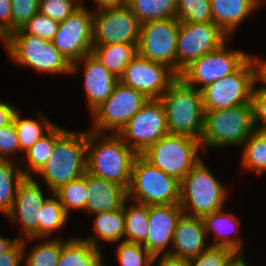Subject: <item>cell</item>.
<instances>
[{
  "instance_id": "cell-1",
  "label": "cell",
  "mask_w": 266,
  "mask_h": 266,
  "mask_svg": "<svg viewBox=\"0 0 266 266\" xmlns=\"http://www.w3.org/2000/svg\"><path fill=\"white\" fill-rule=\"evenodd\" d=\"M87 131V172L129 189L138 155L115 133Z\"/></svg>"
},
{
  "instance_id": "cell-2",
  "label": "cell",
  "mask_w": 266,
  "mask_h": 266,
  "mask_svg": "<svg viewBox=\"0 0 266 266\" xmlns=\"http://www.w3.org/2000/svg\"><path fill=\"white\" fill-rule=\"evenodd\" d=\"M159 99L165 108L169 134L201 140L205 120L201 90L178 77Z\"/></svg>"
},
{
  "instance_id": "cell-3",
  "label": "cell",
  "mask_w": 266,
  "mask_h": 266,
  "mask_svg": "<svg viewBox=\"0 0 266 266\" xmlns=\"http://www.w3.org/2000/svg\"><path fill=\"white\" fill-rule=\"evenodd\" d=\"M87 171V132L66 130L55 142L52 155L37 172L52 194Z\"/></svg>"
},
{
  "instance_id": "cell-4",
  "label": "cell",
  "mask_w": 266,
  "mask_h": 266,
  "mask_svg": "<svg viewBox=\"0 0 266 266\" xmlns=\"http://www.w3.org/2000/svg\"><path fill=\"white\" fill-rule=\"evenodd\" d=\"M256 131L252 101L227 109L205 111L201 147H242Z\"/></svg>"
},
{
  "instance_id": "cell-5",
  "label": "cell",
  "mask_w": 266,
  "mask_h": 266,
  "mask_svg": "<svg viewBox=\"0 0 266 266\" xmlns=\"http://www.w3.org/2000/svg\"><path fill=\"white\" fill-rule=\"evenodd\" d=\"M225 185L210 172L203 159L180 181V201L183 214L204 217L224 209L228 197Z\"/></svg>"
},
{
  "instance_id": "cell-6",
  "label": "cell",
  "mask_w": 266,
  "mask_h": 266,
  "mask_svg": "<svg viewBox=\"0 0 266 266\" xmlns=\"http://www.w3.org/2000/svg\"><path fill=\"white\" fill-rule=\"evenodd\" d=\"M128 200L146 205L179 204L180 181L138 154L132 166Z\"/></svg>"
},
{
  "instance_id": "cell-7",
  "label": "cell",
  "mask_w": 266,
  "mask_h": 266,
  "mask_svg": "<svg viewBox=\"0 0 266 266\" xmlns=\"http://www.w3.org/2000/svg\"><path fill=\"white\" fill-rule=\"evenodd\" d=\"M9 58L21 67L38 72L71 74L72 64L55 48L52 41L29 34H10L3 41Z\"/></svg>"
},
{
  "instance_id": "cell-8",
  "label": "cell",
  "mask_w": 266,
  "mask_h": 266,
  "mask_svg": "<svg viewBox=\"0 0 266 266\" xmlns=\"http://www.w3.org/2000/svg\"><path fill=\"white\" fill-rule=\"evenodd\" d=\"M201 142L183 135L168 134L141 155L151 164L181 181L202 159Z\"/></svg>"
},
{
  "instance_id": "cell-9",
  "label": "cell",
  "mask_w": 266,
  "mask_h": 266,
  "mask_svg": "<svg viewBox=\"0 0 266 266\" xmlns=\"http://www.w3.org/2000/svg\"><path fill=\"white\" fill-rule=\"evenodd\" d=\"M254 85L255 69L249 57L235 72L201 89L204 111L251 102Z\"/></svg>"
},
{
  "instance_id": "cell-10",
  "label": "cell",
  "mask_w": 266,
  "mask_h": 266,
  "mask_svg": "<svg viewBox=\"0 0 266 266\" xmlns=\"http://www.w3.org/2000/svg\"><path fill=\"white\" fill-rule=\"evenodd\" d=\"M149 100L143 93L119 81L111 96L91 113L94 126L91 131L118 134Z\"/></svg>"
},
{
  "instance_id": "cell-11",
  "label": "cell",
  "mask_w": 266,
  "mask_h": 266,
  "mask_svg": "<svg viewBox=\"0 0 266 266\" xmlns=\"http://www.w3.org/2000/svg\"><path fill=\"white\" fill-rule=\"evenodd\" d=\"M230 37L214 22H180L176 49V74L193 61L220 48Z\"/></svg>"
},
{
  "instance_id": "cell-12",
  "label": "cell",
  "mask_w": 266,
  "mask_h": 266,
  "mask_svg": "<svg viewBox=\"0 0 266 266\" xmlns=\"http://www.w3.org/2000/svg\"><path fill=\"white\" fill-rule=\"evenodd\" d=\"M249 57L250 54L244 51L228 50L224 43L217 50L193 61L180 73L179 77L187 85L201 90L208 84L235 72Z\"/></svg>"
},
{
  "instance_id": "cell-13",
  "label": "cell",
  "mask_w": 266,
  "mask_h": 266,
  "mask_svg": "<svg viewBox=\"0 0 266 266\" xmlns=\"http://www.w3.org/2000/svg\"><path fill=\"white\" fill-rule=\"evenodd\" d=\"M168 134L166 112L160 99H150L118 133L137 154Z\"/></svg>"
},
{
  "instance_id": "cell-14",
  "label": "cell",
  "mask_w": 266,
  "mask_h": 266,
  "mask_svg": "<svg viewBox=\"0 0 266 266\" xmlns=\"http://www.w3.org/2000/svg\"><path fill=\"white\" fill-rule=\"evenodd\" d=\"M180 21L177 18L149 21L141 25L137 54L162 63L176 73V49Z\"/></svg>"
},
{
  "instance_id": "cell-15",
  "label": "cell",
  "mask_w": 266,
  "mask_h": 266,
  "mask_svg": "<svg viewBox=\"0 0 266 266\" xmlns=\"http://www.w3.org/2000/svg\"><path fill=\"white\" fill-rule=\"evenodd\" d=\"M93 13L81 5L59 24L52 43L72 64L93 50Z\"/></svg>"
},
{
  "instance_id": "cell-16",
  "label": "cell",
  "mask_w": 266,
  "mask_h": 266,
  "mask_svg": "<svg viewBox=\"0 0 266 266\" xmlns=\"http://www.w3.org/2000/svg\"><path fill=\"white\" fill-rule=\"evenodd\" d=\"M141 24L127 5L94 10L93 45L138 44Z\"/></svg>"
},
{
  "instance_id": "cell-17",
  "label": "cell",
  "mask_w": 266,
  "mask_h": 266,
  "mask_svg": "<svg viewBox=\"0 0 266 266\" xmlns=\"http://www.w3.org/2000/svg\"><path fill=\"white\" fill-rule=\"evenodd\" d=\"M179 76L168 66L136 55L119 81L149 99H159Z\"/></svg>"
},
{
  "instance_id": "cell-18",
  "label": "cell",
  "mask_w": 266,
  "mask_h": 266,
  "mask_svg": "<svg viewBox=\"0 0 266 266\" xmlns=\"http://www.w3.org/2000/svg\"><path fill=\"white\" fill-rule=\"evenodd\" d=\"M39 185L33 177H24L18 185L12 208L6 215L14 224H22L26 235L24 238L29 242L38 239V223L47 199Z\"/></svg>"
},
{
  "instance_id": "cell-19",
  "label": "cell",
  "mask_w": 266,
  "mask_h": 266,
  "mask_svg": "<svg viewBox=\"0 0 266 266\" xmlns=\"http://www.w3.org/2000/svg\"><path fill=\"white\" fill-rule=\"evenodd\" d=\"M182 214L179 204L149 205V233L142 245L153 256L170 254L176 223Z\"/></svg>"
},
{
  "instance_id": "cell-20",
  "label": "cell",
  "mask_w": 266,
  "mask_h": 266,
  "mask_svg": "<svg viewBox=\"0 0 266 266\" xmlns=\"http://www.w3.org/2000/svg\"><path fill=\"white\" fill-rule=\"evenodd\" d=\"M81 64H83L84 70V90L87 105L90 113H92L111 96L119 78L107 70L93 53L72 63L71 74L75 75Z\"/></svg>"
},
{
  "instance_id": "cell-21",
  "label": "cell",
  "mask_w": 266,
  "mask_h": 266,
  "mask_svg": "<svg viewBox=\"0 0 266 266\" xmlns=\"http://www.w3.org/2000/svg\"><path fill=\"white\" fill-rule=\"evenodd\" d=\"M206 230L202 217L182 214L178 219L170 254L183 259H192L209 248L205 244Z\"/></svg>"
},
{
  "instance_id": "cell-22",
  "label": "cell",
  "mask_w": 266,
  "mask_h": 266,
  "mask_svg": "<svg viewBox=\"0 0 266 266\" xmlns=\"http://www.w3.org/2000/svg\"><path fill=\"white\" fill-rule=\"evenodd\" d=\"M86 184L89 191L86 212L96 214L120 209L128 199V190L124 186L87 171Z\"/></svg>"
},
{
  "instance_id": "cell-23",
  "label": "cell",
  "mask_w": 266,
  "mask_h": 266,
  "mask_svg": "<svg viewBox=\"0 0 266 266\" xmlns=\"http://www.w3.org/2000/svg\"><path fill=\"white\" fill-rule=\"evenodd\" d=\"M261 4L260 0H210L212 22L231 36Z\"/></svg>"
},
{
  "instance_id": "cell-24",
  "label": "cell",
  "mask_w": 266,
  "mask_h": 266,
  "mask_svg": "<svg viewBox=\"0 0 266 266\" xmlns=\"http://www.w3.org/2000/svg\"><path fill=\"white\" fill-rule=\"evenodd\" d=\"M203 221L207 236L211 232L215 235L216 240L210 243L211 246L227 247L242 256L240 250L244 244L243 240L237 236L230 237L232 232L239 234L237 226L240 225V220L236 215L221 209L204 216Z\"/></svg>"
},
{
  "instance_id": "cell-25",
  "label": "cell",
  "mask_w": 266,
  "mask_h": 266,
  "mask_svg": "<svg viewBox=\"0 0 266 266\" xmlns=\"http://www.w3.org/2000/svg\"><path fill=\"white\" fill-rule=\"evenodd\" d=\"M101 249L82 238L62 239V251L57 266H105Z\"/></svg>"
},
{
  "instance_id": "cell-26",
  "label": "cell",
  "mask_w": 266,
  "mask_h": 266,
  "mask_svg": "<svg viewBox=\"0 0 266 266\" xmlns=\"http://www.w3.org/2000/svg\"><path fill=\"white\" fill-rule=\"evenodd\" d=\"M94 235L82 238L89 242L95 248H102L98 243V239L106 242H117L124 237L125 233V215L124 206L110 212H100L94 214ZM98 243V244H97Z\"/></svg>"
},
{
  "instance_id": "cell-27",
  "label": "cell",
  "mask_w": 266,
  "mask_h": 266,
  "mask_svg": "<svg viewBox=\"0 0 266 266\" xmlns=\"http://www.w3.org/2000/svg\"><path fill=\"white\" fill-rule=\"evenodd\" d=\"M137 45L128 43L93 45L92 53L107 70L120 78L129 62L137 55Z\"/></svg>"
},
{
  "instance_id": "cell-28",
  "label": "cell",
  "mask_w": 266,
  "mask_h": 266,
  "mask_svg": "<svg viewBox=\"0 0 266 266\" xmlns=\"http://www.w3.org/2000/svg\"><path fill=\"white\" fill-rule=\"evenodd\" d=\"M38 114V120L22 118L18 110L14 115L13 121L21 152H27L40 138L46 135V133L55 126V123L50 122L39 111Z\"/></svg>"
},
{
  "instance_id": "cell-29",
  "label": "cell",
  "mask_w": 266,
  "mask_h": 266,
  "mask_svg": "<svg viewBox=\"0 0 266 266\" xmlns=\"http://www.w3.org/2000/svg\"><path fill=\"white\" fill-rule=\"evenodd\" d=\"M139 23L177 18V0H127L126 4Z\"/></svg>"
},
{
  "instance_id": "cell-30",
  "label": "cell",
  "mask_w": 266,
  "mask_h": 266,
  "mask_svg": "<svg viewBox=\"0 0 266 266\" xmlns=\"http://www.w3.org/2000/svg\"><path fill=\"white\" fill-rule=\"evenodd\" d=\"M128 199L124 203L125 233L124 240L142 244L149 233V205L132 201L128 207Z\"/></svg>"
},
{
  "instance_id": "cell-31",
  "label": "cell",
  "mask_w": 266,
  "mask_h": 266,
  "mask_svg": "<svg viewBox=\"0 0 266 266\" xmlns=\"http://www.w3.org/2000/svg\"><path fill=\"white\" fill-rule=\"evenodd\" d=\"M15 165V160L0 159V212L4 215L11 210L18 185L25 177L21 166Z\"/></svg>"
},
{
  "instance_id": "cell-32",
  "label": "cell",
  "mask_w": 266,
  "mask_h": 266,
  "mask_svg": "<svg viewBox=\"0 0 266 266\" xmlns=\"http://www.w3.org/2000/svg\"><path fill=\"white\" fill-rule=\"evenodd\" d=\"M66 130L67 129L55 125L48 133H46V135L40 138L27 152H25L26 159L28 160L25 167H28V169L24 170L21 168L25 177H34L33 172L37 174V172L44 166L52 155L56 140Z\"/></svg>"
},
{
  "instance_id": "cell-33",
  "label": "cell",
  "mask_w": 266,
  "mask_h": 266,
  "mask_svg": "<svg viewBox=\"0 0 266 266\" xmlns=\"http://www.w3.org/2000/svg\"><path fill=\"white\" fill-rule=\"evenodd\" d=\"M242 169L254 171L261 176L266 172V131L256 130L243 143Z\"/></svg>"
},
{
  "instance_id": "cell-34",
  "label": "cell",
  "mask_w": 266,
  "mask_h": 266,
  "mask_svg": "<svg viewBox=\"0 0 266 266\" xmlns=\"http://www.w3.org/2000/svg\"><path fill=\"white\" fill-rule=\"evenodd\" d=\"M26 238H22L23 254L26 258L24 266H57L62 251V239L48 238L43 240L32 247L29 253L25 251Z\"/></svg>"
},
{
  "instance_id": "cell-35",
  "label": "cell",
  "mask_w": 266,
  "mask_h": 266,
  "mask_svg": "<svg viewBox=\"0 0 266 266\" xmlns=\"http://www.w3.org/2000/svg\"><path fill=\"white\" fill-rule=\"evenodd\" d=\"M51 198L45 200L41 215L40 222L38 223V238H49L51 233L58 229L64 228L68 221L69 216L59 201V199L52 193Z\"/></svg>"
},
{
  "instance_id": "cell-36",
  "label": "cell",
  "mask_w": 266,
  "mask_h": 266,
  "mask_svg": "<svg viewBox=\"0 0 266 266\" xmlns=\"http://www.w3.org/2000/svg\"><path fill=\"white\" fill-rule=\"evenodd\" d=\"M88 192L85 172L82 177L59 187L53 194L63 205L66 214L70 216L69 212L71 209L86 211Z\"/></svg>"
},
{
  "instance_id": "cell-37",
  "label": "cell",
  "mask_w": 266,
  "mask_h": 266,
  "mask_svg": "<svg viewBox=\"0 0 266 266\" xmlns=\"http://www.w3.org/2000/svg\"><path fill=\"white\" fill-rule=\"evenodd\" d=\"M116 250L117 262L121 266L154 265V256L142 244L121 240Z\"/></svg>"
},
{
  "instance_id": "cell-38",
  "label": "cell",
  "mask_w": 266,
  "mask_h": 266,
  "mask_svg": "<svg viewBox=\"0 0 266 266\" xmlns=\"http://www.w3.org/2000/svg\"><path fill=\"white\" fill-rule=\"evenodd\" d=\"M177 19L190 23L212 21L210 0H177Z\"/></svg>"
},
{
  "instance_id": "cell-39",
  "label": "cell",
  "mask_w": 266,
  "mask_h": 266,
  "mask_svg": "<svg viewBox=\"0 0 266 266\" xmlns=\"http://www.w3.org/2000/svg\"><path fill=\"white\" fill-rule=\"evenodd\" d=\"M239 256L230 248L210 246L189 262L190 266H231Z\"/></svg>"
},
{
  "instance_id": "cell-40",
  "label": "cell",
  "mask_w": 266,
  "mask_h": 266,
  "mask_svg": "<svg viewBox=\"0 0 266 266\" xmlns=\"http://www.w3.org/2000/svg\"><path fill=\"white\" fill-rule=\"evenodd\" d=\"M59 24V22L38 12L22 29L11 34H29L47 41H52L57 33Z\"/></svg>"
},
{
  "instance_id": "cell-41",
  "label": "cell",
  "mask_w": 266,
  "mask_h": 266,
  "mask_svg": "<svg viewBox=\"0 0 266 266\" xmlns=\"http://www.w3.org/2000/svg\"><path fill=\"white\" fill-rule=\"evenodd\" d=\"M80 6L76 0H40L39 12L61 23Z\"/></svg>"
},
{
  "instance_id": "cell-42",
  "label": "cell",
  "mask_w": 266,
  "mask_h": 266,
  "mask_svg": "<svg viewBox=\"0 0 266 266\" xmlns=\"http://www.w3.org/2000/svg\"><path fill=\"white\" fill-rule=\"evenodd\" d=\"M40 0H12V33L22 29L39 12Z\"/></svg>"
},
{
  "instance_id": "cell-43",
  "label": "cell",
  "mask_w": 266,
  "mask_h": 266,
  "mask_svg": "<svg viewBox=\"0 0 266 266\" xmlns=\"http://www.w3.org/2000/svg\"><path fill=\"white\" fill-rule=\"evenodd\" d=\"M21 153L14 121L0 128V159L9 160V155Z\"/></svg>"
},
{
  "instance_id": "cell-44",
  "label": "cell",
  "mask_w": 266,
  "mask_h": 266,
  "mask_svg": "<svg viewBox=\"0 0 266 266\" xmlns=\"http://www.w3.org/2000/svg\"><path fill=\"white\" fill-rule=\"evenodd\" d=\"M251 101L253 104L254 123L256 130L266 131V90L253 89ZM260 121L263 123V125L259 127L257 124Z\"/></svg>"
},
{
  "instance_id": "cell-45",
  "label": "cell",
  "mask_w": 266,
  "mask_h": 266,
  "mask_svg": "<svg viewBox=\"0 0 266 266\" xmlns=\"http://www.w3.org/2000/svg\"><path fill=\"white\" fill-rule=\"evenodd\" d=\"M12 33V0H0V40Z\"/></svg>"
},
{
  "instance_id": "cell-46",
  "label": "cell",
  "mask_w": 266,
  "mask_h": 266,
  "mask_svg": "<svg viewBox=\"0 0 266 266\" xmlns=\"http://www.w3.org/2000/svg\"><path fill=\"white\" fill-rule=\"evenodd\" d=\"M23 258L22 239H19L8 251L0 254V266H21Z\"/></svg>"
},
{
  "instance_id": "cell-47",
  "label": "cell",
  "mask_w": 266,
  "mask_h": 266,
  "mask_svg": "<svg viewBox=\"0 0 266 266\" xmlns=\"http://www.w3.org/2000/svg\"><path fill=\"white\" fill-rule=\"evenodd\" d=\"M251 60L254 64L255 69V85L253 89H265L266 90V60H261L260 57L250 55ZM262 84L256 87L257 83Z\"/></svg>"
},
{
  "instance_id": "cell-48",
  "label": "cell",
  "mask_w": 266,
  "mask_h": 266,
  "mask_svg": "<svg viewBox=\"0 0 266 266\" xmlns=\"http://www.w3.org/2000/svg\"><path fill=\"white\" fill-rule=\"evenodd\" d=\"M159 258V259H158ZM158 261V266H190L188 259L173 256L171 254H160L154 256L153 262Z\"/></svg>"
},
{
  "instance_id": "cell-49",
  "label": "cell",
  "mask_w": 266,
  "mask_h": 266,
  "mask_svg": "<svg viewBox=\"0 0 266 266\" xmlns=\"http://www.w3.org/2000/svg\"><path fill=\"white\" fill-rule=\"evenodd\" d=\"M18 108L11 105L9 102L0 101V128L10 124L13 121L14 115Z\"/></svg>"
},
{
  "instance_id": "cell-50",
  "label": "cell",
  "mask_w": 266,
  "mask_h": 266,
  "mask_svg": "<svg viewBox=\"0 0 266 266\" xmlns=\"http://www.w3.org/2000/svg\"><path fill=\"white\" fill-rule=\"evenodd\" d=\"M97 5L95 10L110 7H120L127 4V0H93Z\"/></svg>"
},
{
  "instance_id": "cell-51",
  "label": "cell",
  "mask_w": 266,
  "mask_h": 266,
  "mask_svg": "<svg viewBox=\"0 0 266 266\" xmlns=\"http://www.w3.org/2000/svg\"><path fill=\"white\" fill-rule=\"evenodd\" d=\"M24 236L11 239L9 237H4L0 235V254L8 251L19 239H22Z\"/></svg>"
},
{
  "instance_id": "cell-52",
  "label": "cell",
  "mask_w": 266,
  "mask_h": 266,
  "mask_svg": "<svg viewBox=\"0 0 266 266\" xmlns=\"http://www.w3.org/2000/svg\"><path fill=\"white\" fill-rule=\"evenodd\" d=\"M231 266H249L246 261L244 260V257L239 256L232 264Z\"/></svg>"
},
{
  "instance_id": "cell-53",
  "label": "cell",
  "mask_w": 266,
  "mask_h": 266,
  "mask_svg": "<svg viewBox=\"0 0 266 266\" xmlns=\"http://www.w3.org/2000/svg\"><path fill=\"white\" fill-rule=\"evenodd\" d=\"M80 5L83 4V0H76ZM82 2V3H81Z\"/></svg>"
}]
</instances>
